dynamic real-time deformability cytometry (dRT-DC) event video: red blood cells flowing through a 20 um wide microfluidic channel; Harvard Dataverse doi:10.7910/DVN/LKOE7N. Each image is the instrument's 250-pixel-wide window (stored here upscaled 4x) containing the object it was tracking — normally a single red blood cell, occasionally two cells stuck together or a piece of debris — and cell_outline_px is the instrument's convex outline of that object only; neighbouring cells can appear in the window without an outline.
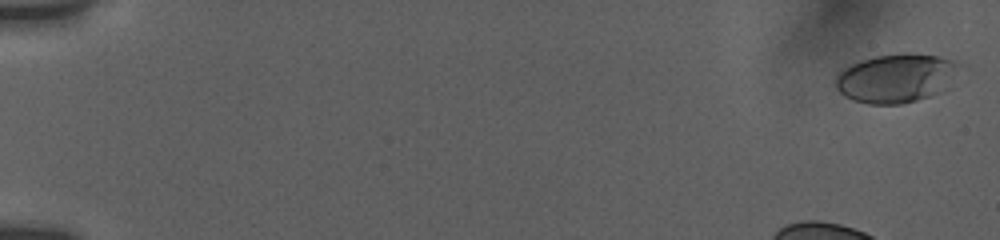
{"species": "human", "species_latin": "Homo sapiens", "temperature_condition": "room temperature", "stored_images_in_passage": 16, "camera_frame_rate_fps": 3000, "um_per_image_px": 0.085, "donor": {"sex": "female"}, "frame": {"image": 1, "passage_image": 1, "time_ms": 0.0, "image_size_px": [1000, 240], "cell_outline_px": [[960, 64], [944, 88], [940, 92], [916, 100], [900, 104], [868, 104], [844, 96], [836, 88], [836, 76], [844, 68], [860, 60], [872, 56], [904, 52], [908, 52], [940, 56], [956, 60]], "centroid_in_image_um": [76.13, 6.61], "position_along_channel_um": 8.9, "area_um2": 34.97}}
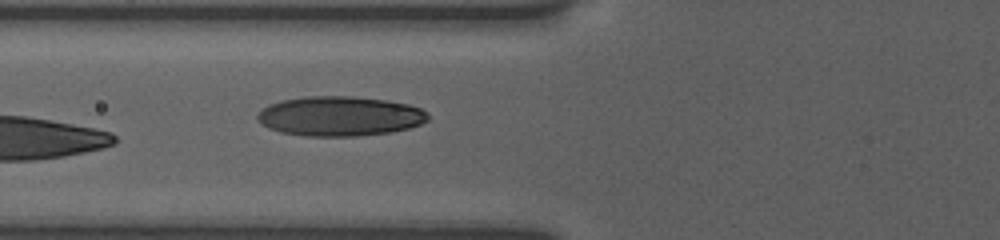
{"frame": {"image": 2, "passage_image": 16, "time_ms": 7.333, "image_size_px": [1000, 240], "cell_outline_px": [[428, 120], [420, 124], [408, 128], [392, 132], [356, 136], [308, 136], [280, 132], [268, 128], [256, 116], [268, 104], [280, 100], [304, 96], [352, 96], [388, 100], [408, 104], [420, 108], [428, 112]], "centroid_in_image_um": [28.9, 9.86], "position_along_channel_um": 96.9, "area_um2": 39.54}}